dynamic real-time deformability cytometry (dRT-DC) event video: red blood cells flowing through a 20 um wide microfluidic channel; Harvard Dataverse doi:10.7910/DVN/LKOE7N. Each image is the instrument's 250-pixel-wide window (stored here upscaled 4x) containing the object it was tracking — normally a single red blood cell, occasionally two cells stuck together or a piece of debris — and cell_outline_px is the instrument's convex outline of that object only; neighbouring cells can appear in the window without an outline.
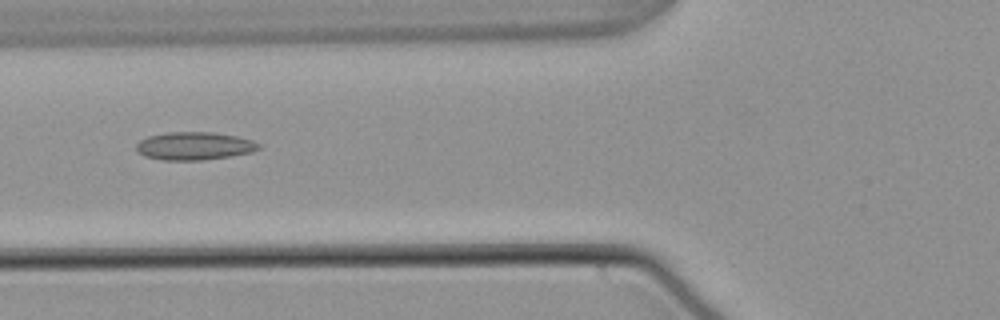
{"species": "common noctule bat (a hibernating species)", "species_latin": "Nyctalus noctula", "temperature_condition": "warm", "stored_images_in_passage": 54, "camera_frame_rate_fps": 3000, "um_per_image_px": 0.085, "animal": {"sex": "male", "body_mass_g": 21.5, "forearm_length_mm": 52.0}, "frame": {"image": 1, "passage_image": 21, "time_ms": 6.667, "image_size_px": [1000, 320], "cell_outline_px": [[260, 148], [252, 152], [232, 156], [204, 160], [164, 160], [144, 156], [136, 148], [136, 144], [140, 140], [148, 136], [168, 132], [212, 132], [236, 136], [252, 140], [260, 144]], "centroid_in_image_um": [16.53, 12.41], "position_along_channel_um": 109.3, "area_um2": 19.94}}
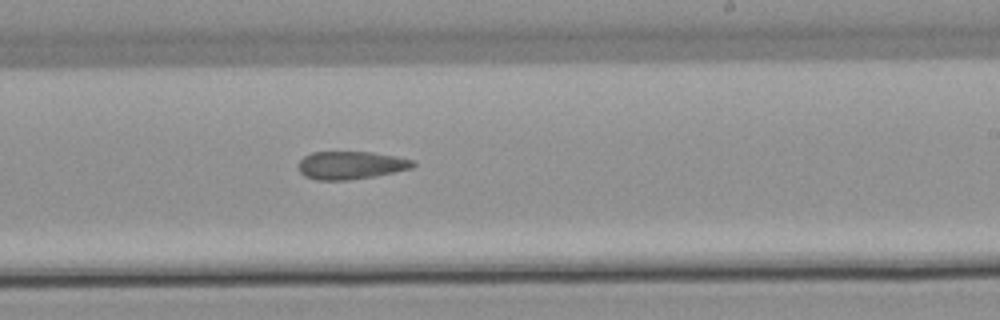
{"frame": {"image": 2, "passage_image": 33, "time_ms": 10.667, "image_size_px": [1000, 320], "cell_outline_px": [[416, 164], [412, 168], [376, 176], [348, 180], [316, 180], [304, 176], [300, 172], [300, 160], [304, 156], [312, 152], [372, 152], [412, 160]], "centroid_in_image_um": [29.8, 14.05], "position_along_channel_um": 259.2, "area_um2": 18.5}}
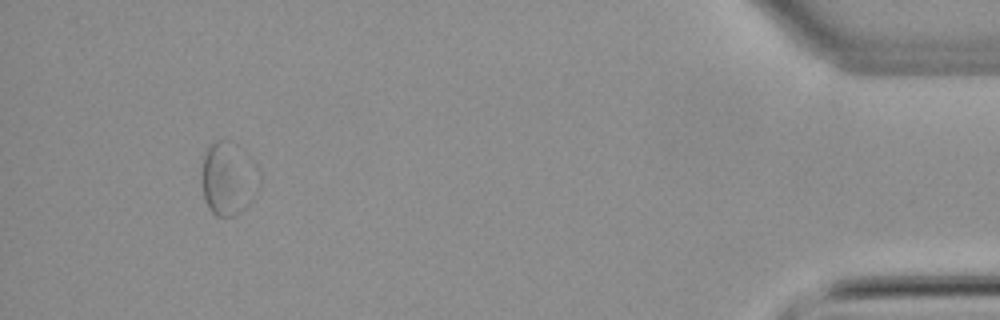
{"frame": {"image": 3, "passage_image": 51, "time_ms": 16.667, "image_size_px": [1000, 320], "cell_outline_px": [[260, 188], [252, 200], [240, 212], [232, 216], [216, 216], [208, 208], [204, 200], [204, 156], [208, 148], [216, 140], [228, 140], [260, 172]], "centroid_in_image_um": [19.43, 15.26], "position_along_channel_um": 415.8, "area_um2": 23.64}, "authors_computed_cell_mechanics": {"area_um2": 19.8254, "velocity_mm_per_s": 3.7563, "shape_relaxation_time_tau1_ms": null, "shape_relaxation_time_tau2_ms": 8.3836, "deformation_change_tau1": null, "deformation_change_tau2": 0.1494}}